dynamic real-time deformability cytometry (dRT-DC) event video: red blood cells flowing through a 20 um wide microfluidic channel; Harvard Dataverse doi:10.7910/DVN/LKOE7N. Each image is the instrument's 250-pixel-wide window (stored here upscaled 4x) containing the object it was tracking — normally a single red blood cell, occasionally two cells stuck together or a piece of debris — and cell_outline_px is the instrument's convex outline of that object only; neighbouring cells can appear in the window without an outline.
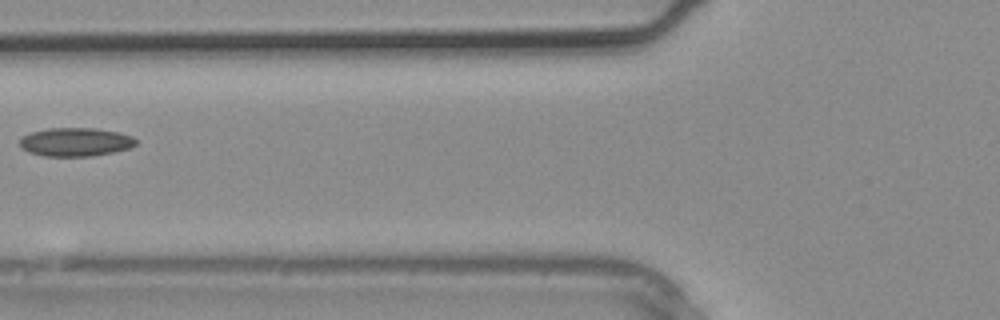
{"species": "common noctule bat (a hibernating species)", "species_latin": "Nyctalus noctula", "temperature_condition": "warm", "stored_images_in_passage": 2, "camera_frame_rate_fps": 3000, "um_per_image_px": 0.085, "animal": {"sex": "male", "body_mass_g": 20.4}, "frame": {"image": 1, "passage_image": 2, "time_ms": 0.333, "image_size_px": [1000, 320], "cell_outline_px": [[136, 144], [128, 148], [112, 152], [92, 156], [44, 156], [28, 152], [20, 148], [20, 140], [24, 136], [32, 132], [48, 128], [96, 128], [116, 132], [132, 136], [136, 140]], "centroid_in_image_um": [6.39, 12.07], "position_along_channel_um": 119.4, "area_um2": 19.19}}